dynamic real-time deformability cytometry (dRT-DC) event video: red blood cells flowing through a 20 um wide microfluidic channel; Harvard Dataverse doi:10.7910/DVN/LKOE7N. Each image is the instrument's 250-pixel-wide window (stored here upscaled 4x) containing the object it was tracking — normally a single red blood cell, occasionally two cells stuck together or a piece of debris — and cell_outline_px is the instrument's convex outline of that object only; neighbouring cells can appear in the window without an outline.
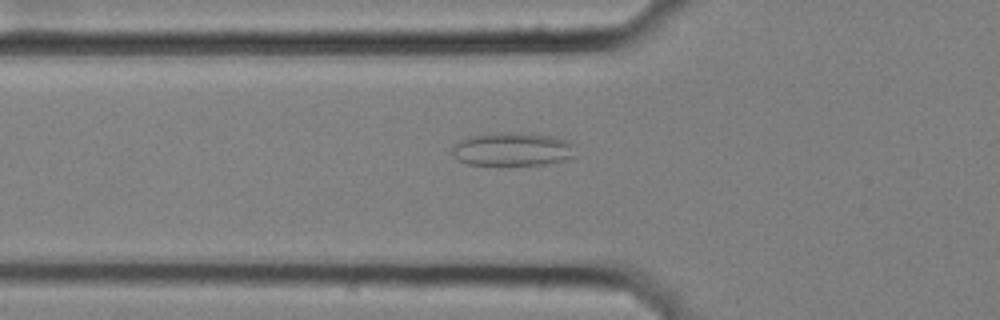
{"species": "common noctule bat (a hibernating species)", "species_latin": "Nyctalus noctula", "temperature_condition": "cold", "stored_images_in_passage": 5, "camera_frame_rate_fps": 3000, "um_per_image_px": 0.085, "animal": {"sex": "female", "body_mass_g": 25.1}, "frame": {"image": 1, "passage_image": 5, "time_ms": 1.333, "image_size_px": [1000, 320], "cell_outline_px": [[576, 144], [572, 156], [564, 160], [544, 164], [468, 164], [460, 160], [452, 152], [452, 144], [468, 136], [500, 132], [516, 132], [552, 136], [568, 140]], "centroid_in_image_um": [43.57, 12.66], "position_along_channel_um": 82.2, "area_um2": 23.87}}